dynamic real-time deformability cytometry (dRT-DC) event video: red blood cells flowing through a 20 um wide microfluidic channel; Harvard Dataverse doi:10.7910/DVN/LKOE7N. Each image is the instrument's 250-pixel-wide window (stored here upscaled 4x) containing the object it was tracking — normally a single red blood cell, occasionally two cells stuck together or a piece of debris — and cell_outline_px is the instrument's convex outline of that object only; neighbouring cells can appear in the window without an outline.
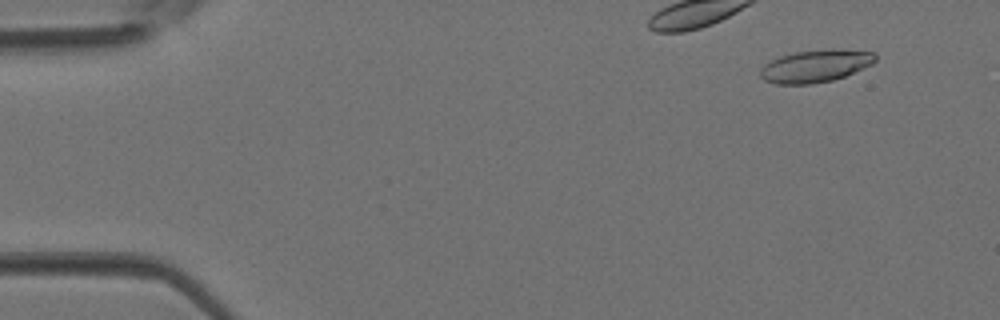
{"species": "Egyptian fruit bat (a non-hibernating species)", "species_latin": "Rousettus aegyptiacus", "temperature_condition": "room temperature", "stored_images_in_passage": 4, "camera_frame_rate_fps": 3000, "um_per_image_px": 0.085, "animal": {"sex": "female"}, "frame": {"image": 1, "passage_image": 2, "time_ms": 0.333, "image_size_px": [1000, 320], "cell_outline_px": [[876, 60], [872, 64], [844, 76], [832, 80], [812, 84], [776, 84], [764, 80], [760, 76], [760, 68], [764, 64], [780, 56], [796, 52], [832, 48], [872, 52], [876, 56]], "centroid_in_image_um": [69.29, 5.61], "position_along_channel_um": 15.7, "area_um2": 21.68}}